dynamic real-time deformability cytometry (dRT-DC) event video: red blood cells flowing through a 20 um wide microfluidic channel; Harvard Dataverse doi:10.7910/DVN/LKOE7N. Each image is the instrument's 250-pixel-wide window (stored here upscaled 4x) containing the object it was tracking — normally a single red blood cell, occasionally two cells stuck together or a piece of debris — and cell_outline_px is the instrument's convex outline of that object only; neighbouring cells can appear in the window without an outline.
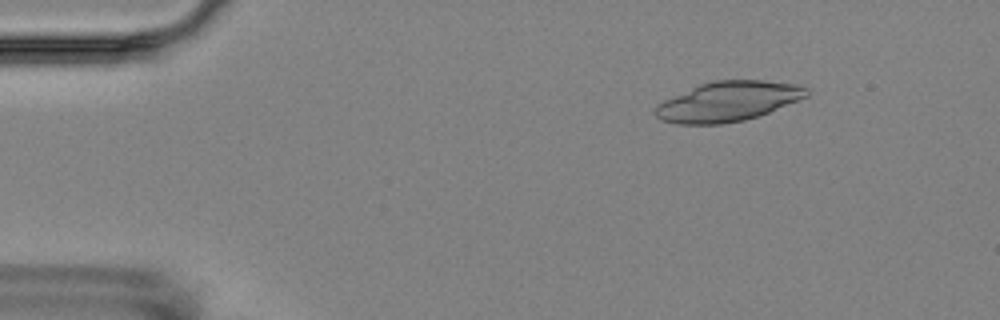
{"species": "Egyptian fruit bat (a non-hibernating species)", "species_latin": "Rousettus aegyptiacus", "temperature_condition": "room temperature", "stored_images_in_passage": 5, "camera_frame_rate_fps": 3000, "um_per_image_px": 0.085, "animal": {"sex": "female"}, "frame": {"image": 1, "passage_image": 2, "time_ms": 1.333, "image_size_px": [1000, 320], "cell_outline_px": [[808, 96], [760, 116], [744, 120], [720, 124], [676, 124], [660, 120], [652, 112], [656, 104], [664, 100], [700, 84], [712, 80], [764, 80], [792, 84], [808, 88]], "centroid_in_image_um": [61.84, 8.63], "position_along_channel_um": 23.2, "area_um2": 35.14}}